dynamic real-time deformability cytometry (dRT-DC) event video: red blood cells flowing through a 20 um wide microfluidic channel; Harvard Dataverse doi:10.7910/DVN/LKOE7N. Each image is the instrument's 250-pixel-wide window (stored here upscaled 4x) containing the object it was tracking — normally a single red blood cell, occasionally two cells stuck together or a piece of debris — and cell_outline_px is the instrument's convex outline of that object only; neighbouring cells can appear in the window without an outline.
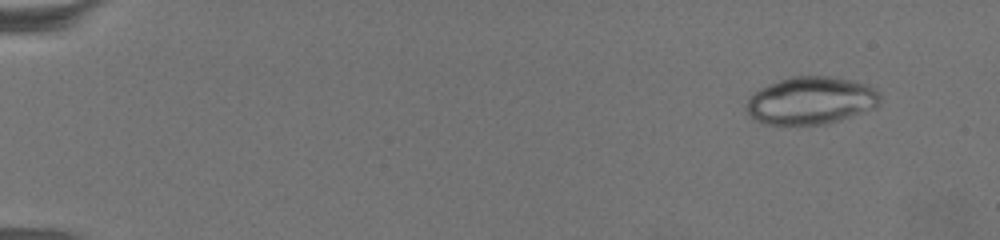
{"species": "common noctule bat (a hibernating species)", "species_latin": "Nyctalus noctula", "temperature_condition": "warm", "stored_images_in_passage": 70, "camera_frame_rate_fps": 3000, "um_per_image_px": 0.085, "animal": {"sex": "female", "body_mass_g": 19.5, "forearm_length_mm": 54.1}, "frame": {"image": 1, "passage_image": 7, "time_ms": 2.0, "image_size_px": [1000, 240], "cell_outline_px": [[880, 100], [876, 104], [840, 120], [824, 124], [764, 124], [756, 120], [744, 108], [744, 104], [760, 88], [780, 80], [792, 76], [828, 76], [864, 84], [872, 88], [880, 96]], "centroid_in_image_um": [68.83, 8.55], "position_along_channel_um": 16.2, "area_um2": 36.01}}
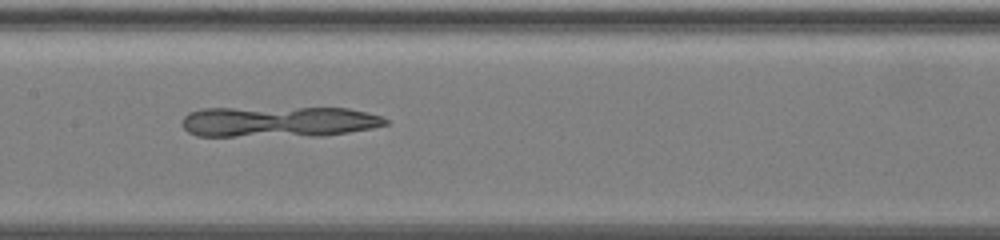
{"frame": {"image": 2, "passage_image": 38, "time_ms": 12.333, "image_size_px": [1000, 240], "cell_outline_px": [[388, 124], [372, 128], [324, 136], [196, 136], [188, 132], [184, 128], [184, 116], [188, 112], [204, 108], [348, 108], [368, 112], [380, 116], [388, 120]], "centroid_in_image_um": [23.7, 10.35], "position_along_channel_um": 183.7, "area_um2": 36.65}}